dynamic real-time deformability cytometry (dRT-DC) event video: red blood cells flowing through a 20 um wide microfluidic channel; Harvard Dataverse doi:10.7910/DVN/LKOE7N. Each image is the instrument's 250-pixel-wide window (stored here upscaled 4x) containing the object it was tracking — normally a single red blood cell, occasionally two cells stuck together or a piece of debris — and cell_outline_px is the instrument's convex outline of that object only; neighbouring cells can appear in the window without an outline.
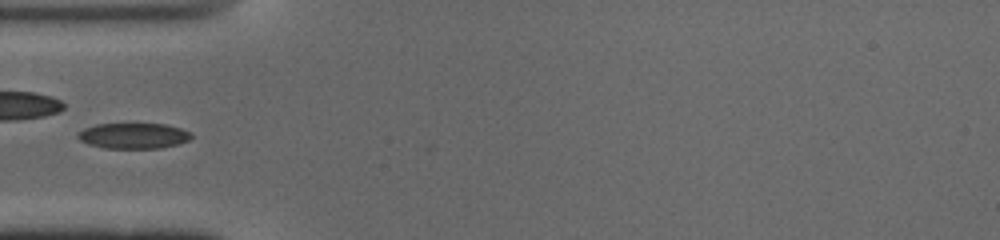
{"species": "common noctule bat (a hibernating species)", "species_latin": "Nyctalus noctula", "temperature_condition": "cold", "stored_images_in_passage": 24, "camera_frame_rate_fps": 3000, "um_per_image_px": 0.085, "animal": {"sex": "male", "body_mass_g": 19.0, "forearm_length_mm": 50.8}, "frame": {"image": 1, "passage_image": 1, "time_ms": 0.0, "image_size_px": [1000, 240], "cell_outline_px": [[192, 136], [188, 140], [180, 144], [160, 148], [104, 148], [88, 144], [80, 140], [76, 136], [84, 128], [96, 124], [164, 124], [180, 128], [192, 132]], "centroid_in_image_um": [11.36, 11.54], "position_along_channel_um": 73.6, "area_um2": 16.94}}
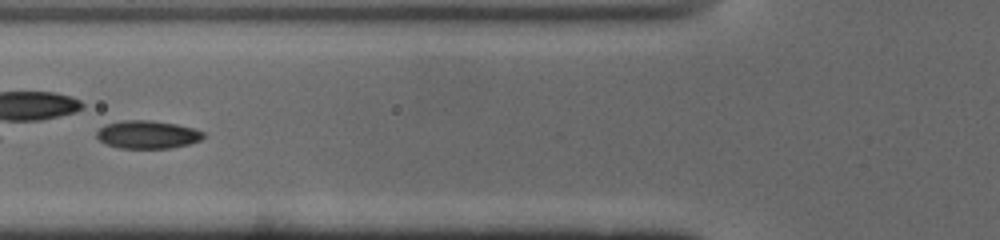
{"frame": {"image": 2, "passage_image": 4, "time_ms": 1.0, "image_size_px": [1000, 240], "cell_outline_px": [[204, 136], [200, 140], [188, 144], [168, 148], [120, 148], [108, 144], [100, 140], [96, 136], [96, 132], [104, 124], [124, 120], [152, 120], [176, 124], [192, 128], [204, 132]], "centroid_in_image_um": [12.52, 11.43], "position_along_channel_um": 113.3, "area_um2": 17.28}}